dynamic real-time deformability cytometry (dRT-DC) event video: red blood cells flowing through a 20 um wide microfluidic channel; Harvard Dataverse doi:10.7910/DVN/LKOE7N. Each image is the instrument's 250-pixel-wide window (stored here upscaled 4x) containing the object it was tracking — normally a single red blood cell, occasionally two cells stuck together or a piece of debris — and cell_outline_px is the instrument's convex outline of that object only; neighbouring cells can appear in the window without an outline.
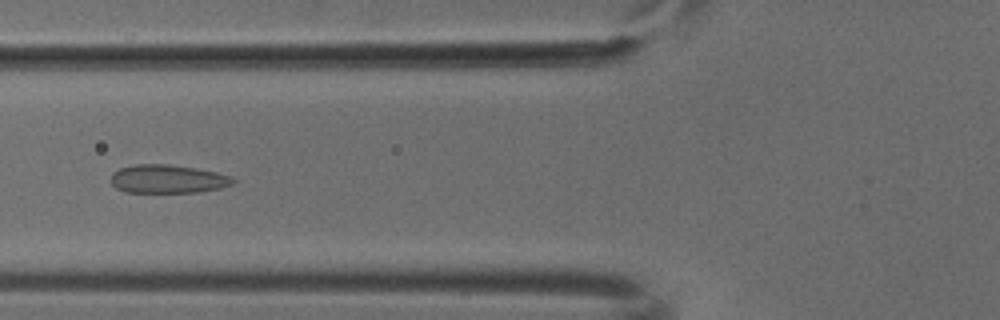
{"species": "common noctule bat (a hibernating species)", "species_latin": "Nyctalus noctula", "temperature_condition": "cold", "stored_images_in_passage": 6, "camera_frame_rate_fps": 3000, "um_per_image_px": 0.085, "animal": {"sex": "male", "body_mass_g": 18.8}, "frame": {"image": 1, "passage_image": 6, "time_ms": 1.667, "image_size_px": [1000, 320], "cell_outline_px": [[236, 180], [232, 184], [220, 188], [200, 192], [124, 192], [116, 188], [112, 184], [112, 172], [120, 168], [136, 164], [168, 164], [196, 168], [216, 172], [232, 176]], "centroid_in_image_um": [14.27, 15.21], "position_along_channel_um": 111.5, "area_um2": 20.29}}